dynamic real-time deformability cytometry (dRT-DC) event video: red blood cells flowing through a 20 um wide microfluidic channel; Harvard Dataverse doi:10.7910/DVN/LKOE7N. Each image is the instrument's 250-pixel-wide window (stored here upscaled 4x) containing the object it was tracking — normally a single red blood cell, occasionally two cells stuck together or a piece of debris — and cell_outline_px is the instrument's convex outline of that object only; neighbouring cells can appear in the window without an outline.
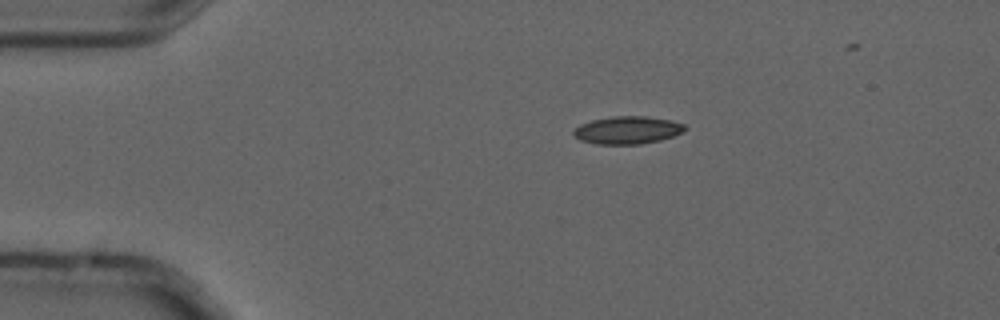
{"species": "common noctule bat (a hibernating species)", "species_latin": "Nyctalus noctula", "temperature_condition": "cold", "stored_images_in_passage": 11, "camera_frame_rate_fps": 3000, "um_per_image_px": 0.085, "animal": {"sex": "male", "forearm_length_mm": 52.5}, "frame": {"image": 1, "passage_image": 1, "time_ms": 0.0, "image_size_px": [1000, 320], "cell_outline_px": [[688, 128], [684, 132], [660, 140], [640, 144], [596, 144], [580, 140], [572, 132], [580, 124], [592, 120], [612, 116], [648, 116], [668, 120], [684, 124]], "centroid_in_image_um": [53.35, 11.06], "position_along_channel_um": 31.7, "area_um2": 17.92}}
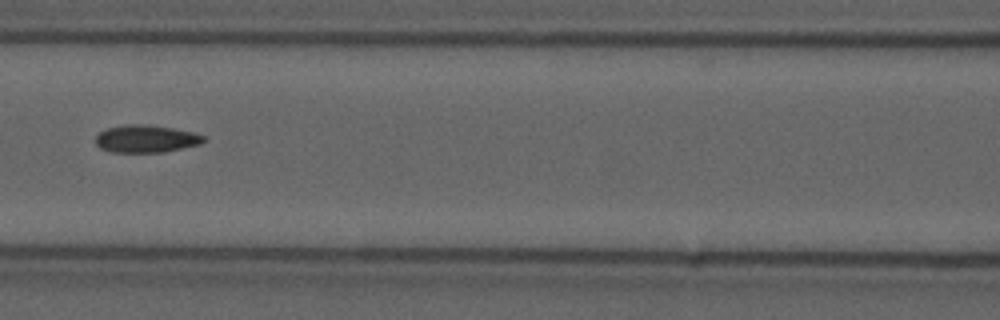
{"frame": {"image": 2, "passage_image": 4, "time_ms": 1.0, "image_size_px": [1000, 320], "cell_outline_px": [[208, 140], [200, 144], [164, 152], [112, 152], [100, 148], [96, 144], [96, 136], [100, 132], [108, 128], [124, 124], [148, 124], [172, 128], [192, 132], [204, 136]], "centroid_in_image_um": [12.42, 11.79], "position_along_channel_um": 154.2, "area_um2": 17.34}}
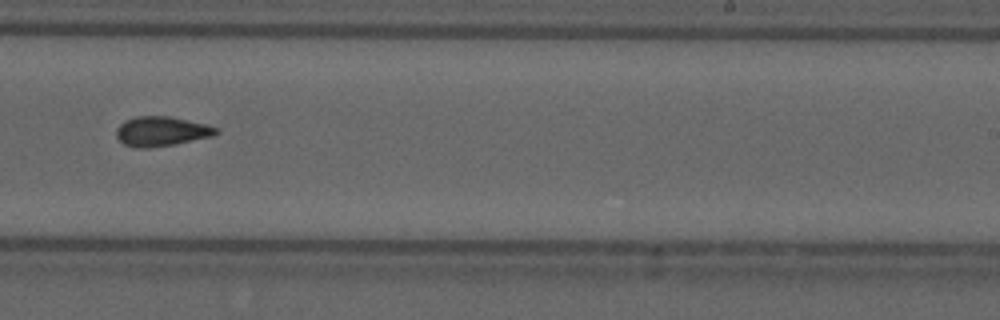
{"frame": {"image": 3, "passage_image": 7, "time_ms": 2.0, "image_size_px": [1000, 320], "cell_outline_px": [[220, 132], [212, 136], [172, 144], [148, 148], [132, 148], [124, 144], [116, 136], [116, 128], [124, 120], [136, 116], [168, 116], [204, 124], [216, 128]], "centroid_in_image_um": [13.65, 11.16], "position_along_channel_um": 275.3, "area_um2": 17.05}}